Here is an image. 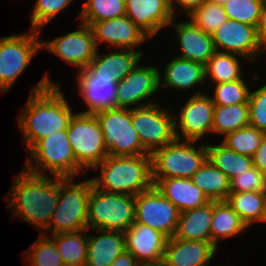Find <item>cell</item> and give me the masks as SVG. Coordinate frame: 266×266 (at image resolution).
Returning <instances> with one entry per match:
<instances>
[{"instance_id": "obj_1", "label": "cell", "mask_w": 266, "mask_h": 266, "mask_svg": "<svg viewBox=\"0 0 266 266\" xmlns=\"http://www.w3.org/2000/svg\"><path fill=\"white\" fill-rule=\"evenodd\" d=\"M50 79L46 72L30 92L27 104L17 118L27 151L38 140L67 130L74 114L59 84Z\"/></svg>"}, {"instance_id": "obj_2", "label": "cell", "mask_w": 266, "mask_h": 266, "mask_svg": "<svg viewBox=\"0 0 266 266\" xmlns=\"http://www.w3.org/2000/svg\"><path fill=\"white\" fill-rule=\"evenodd\" d=\"M37 175L23 170L14 179L6 200L15 216L42 231L48 227L58 202L59 177ZM9 195V196H8Z\"/></svg>"}, {"instance_id": "obj_3", "label": "cell", "mask_w": 266, "mask_h": 266, "mask_svg": "<svg viewBox=\"0 0 266 266\" xmlns=\"http://www.w3.org/2000/svg\"><path fill=\"white\" fill-rule=\"evenodd\" d=\"M100 177L91 178L99 190L136 196L150 189L152 180V158L150 154L138 156L108 155L94 167Z\"/></svg>"}, {"instance_id": "obj_4", "label": "cell", "mask_w": 266, "mask_h": 266, "mask_svg": "<svg viewBox=\"0 0 266 266\" xmlns=\"http://www.w3.org/2000/svg\"><path fill=\"white\" fill-rule=\"evenodd\" d=\"M71 180L72 178L59 177L58 202L45 229L47 231L42 232L44 235L48 236L51 232V235H54L88 229V205L92 180L84 178L80 183H73Z\"/></svg>"}, {"instance_id": "obj_5", "label": "cell", "mask_w": 266, "mask_h": 266, "mask_svg": "<svg viewBox=\"0 0 266 266\" xmlns=\"http://www.w3.org/2000/svg\"><path fill=\"white\" fill-rule=\"evenodd\" d=\"M27 152L35 161L28 159L25 162L24 169L30 173L44 175V170L50 171L55 177L73 179L83 171L76 163L67 130L54 132L38 140Z\"/></svg>"}, {"instance_id": "obj_6", "label": "cell", "mask_w": 266, "mask_h": 266, "mask_svg": "<svg viewBox=\"0 0 266 266\" xmlns=\"http://www.w3.org/2000/svg\"><path fill=\"white\" fill-rule=\"evenodd\" d=\"M135 222V196L99 190L93 185L88 205V230L125 232Z\"/></svg>"}, {"instance_id": "obj_7", "label": "cell", "mask_w": 266, "mask_h": 266, "mask_svg": "<svg viewBox=\"0 0 266 266\" xmlns=\"http://www.w3.org/2000/svg\"><path fill=\"white\" fill-rule=\"evenodd\" d=\"M198 141L178 140L156 150L152 155V180L189 178L207 160L206 144L194 147Z\"/></svg>"}, {"instance_id": "obj_8", "label": "cell", "mask_w": 266, "mask_h": 266, "mask_svg": "<svg viewBox=\"0 0 266 266\" xmlns=\"http://www.w3.org/2000/svg\"><path fill=\"white\" fill-rule=\"evenodd\" d=\"M103 133L104 145L111 156L148 154L132 124V108H112L94 113Z\"/></svg>"}, {"instance_id": "obj_9", "label": "cell", "mask_w": 266, "mask_h": 266, "mask_svg": "<svg viewBox=\"0 0 266 266\" xmlns=\"http://www.w3.org/2000/svg\"><path fill=\"white\" fill-rule=\"evenodd\" d=\"M67 135L76 159V163L83 169L94 168L107 156L103 133L94 114L74 113Z\"/></svg>"}, {"instance_id": "obj_10", "label": "cell", "mask_w": 266, "mask_h": 266, "mask_svg": "<svg viewBox=\"0 0 266 266\" xmlns=\"http://www.w3.org/2000/svg\"><path fill=\"white\" fill-rule=\"evenodd\" d=\"M0 37V93L8 92L42 48L39 31Z\"/></svg>"}, {"instance_id": "obj_11", "label": "cell", "mask_w": 266, "mask_h": 266, "mask_svg": "<svg viewBox=\"0 0 266 266\" xmlns=\"http://www.w3.org/2000/svg\"><path fill=\"white\" fill-rule=\"evenodd\" d=\"M159 103L132 108V124L144 150L152 155L156 150L174 142L175 117Z\"/></svg>"}, {"instance_id": "obj_12", "label": "cell", "mask_w": 266, "mask_h": 266, "mask_svg": "<svg viewBox=\"0 0 266 266\" xmlns=\"http://www.w3.org/2000/svg\"><path fill=\"white\" fill-rule=\"evenodd\" d=\"M180 211L153 185L135 196V222L173 237Z\"/></svg>"}, {"instance_id": "obj_13", "label": "cell", "mask_w": 266, "mask_h": 266, "mask_svg": "<svg viewBox=\"0 0 266 266\" xmlns=\"http://www.w3.org/2000/svg\"><path fill=\"white\" fill-rule=\"evenodd\" d=\"M212 37L216 51L234 53L252 61H257L258 56L263 55L256 26L227 19Z\"/></svg>"}, {"instance_id": "obj_14", "label": "cell", "mask_w": 266, "mask_h": 266, "mask_svg": "<svg viewBox=\"0 0 266 266\" xmlns=\"http://www.w3.org/2000/svg\"><path fill=\"white\" fill-rule=\"evenodd\" d=\"M172 114L175 117V135L178 140L184 138L189 141H198L204 138L207 132H212L214 104L211 96L203 92L193 94L189 98L181 107L179 118Z\"/></svg>"}, {"instance_id": "obj_15", "label": "cell", "mask_w": 266, "mask_h": 266, "mask_svg": "<svg viewBox=\"0 0 266 266\" xmlns=\"http://www.w3.org/2000/svg\"><path fill=\"white\" fill-rule=\"evenodd\" d=\"M79 25L78 30L42 42V48L77 67L78 71L87 68L98 51L91 27L82 22Z\"/></svg>"}, {"instance_id": "obj_16", "label": "cell", "mask_w": 266, "mask_h": 266, "mask_svg": "<svg viewBox=\"0 0 266 266\" xmlns=\"http://www.w3.org/2000/svg\"><path fill=\"white\" fill-rule=\"evenodd\" d=\"M159 76L160 71L156 66L143 67L138 63L123 80L117 81L116 108L131 109L138 103L136 108L154 104L153 100L150 103L142 102L160 89Z\"/></svg>"}, {"instance_id": "obj_17", "label": "cell", "mask_w": 266, "mask_h": 266, "mask_svg": "<svg viewBox=\"0 0 266 266\" xmlns=\"http://www.w3.org/2000/svg\"><path fill=\"white\" fill-rule=\"evenodd\" d=\"M126 251L142 266H161L167 237L149 226L134 222L124 232Z\"/></svg>"}, {"instance_id": "obj_18", "label": "cell", "mask_w": 266, "mask_h": 266, "mask_svg": "<svg viewBox=\"0 0 266 266\" xmlns=\"http://www.w3.org/2000/svg\"><path fill=\"white\" fill-rule=\"evenodd\" d=\"M90 27L97 47L108 42L111 47L135 50L150 38L127 15L93 22Z\"/></svg>"}, {"instance_id": "obj_19", "label": "cell", "mask_w": 266, "mask_h": 266, "mask_svg": "<svg viewBox=\"0 0 266 266\" xmlns=\"http://www.w3.org/2000/svg\"><path fill=\"white\" fill-rule=\"evenodd\" d=\"M79 95L88 106L84 113L116 108L117 80L114 76L93 75L87 68L77 74Z\"/></svg>"}, {"instance_id": "obj_20", "label": "cell", "mask_w": 266, "mask_h": 266, "mask_svg": "<svg viewBox=\"0 0 266 266\" xmlns=\"http://www.w3.org/2000/svg\"><path fill=\"white\" fill-rule=\"evenodd\" d=\"M125 7L126 15L150 38L174 19L165 0H125Z\"/></svg>"}, {"instance_id": "obj_21", "label": "cell", "mask_w": 266, "mask_h": 266, "mask_svg": "<svg viewBox=\"0 0 266 266\" xmlns=\"http://www.w3.org/2000/svg\"><path fill=\"white\" fill-rule=\"evenodd\" d=\"M217 247L209 241L168 238L161 266H208Z\"/></svg>"}, {"instance_id": "obj_22", "label": "cell", "mask_w": 266, "mask_h": 266, "mask_svg": "<svg viewBox=\"0 0 266 266\" xmlns=\"http://www.w3.org/2000/svg\"><path fill=\"white\" fill-rule=\"evenodd\" d=\"M175 28L182 59L206 65L209 58L215 53L213 37L198 28L191 20L186 22L170 23Z\"/></svg>"}, {"instance_id": "obj_23", "label": "cell", "mask_w": 266, "mask_h": 266, "mask_svg": "<svg viewBox=\"0 0 266 266\" xmlns=\"http://www.w3.org/2000/svg\"><path fill=\"white\" fill-rule=\"evenodd\" d=\"M155 186L177 207L180 213L203 206L209 202L202 190L189 178L160 179Z\"/></svg>"}, {"instance_id": "obj_24", "label": "cell", "mask_w": 266, "mask_h": 266, "mask_svg": "<svg viewBox=\"0 0 266 266\" xmlns=\"http://www.w3.org/2000/svg\"><path fill=\"white\" fill-rule=\"evenodd\" d=\"M96 231L100 235L88 236L85 266H110L126 250L125 234L122 231L113 230Z\"/></svg>"}, {"instance_id": "obj_25", "label": "cell", "mask_w": 266, "mask_h": 266, "mask_svg": "<svg viewBox=\"0 0 266 266\" xmlns=\"http://www.w3.org/2000/svg\"><path fill=\"white\" fill-rule=\"evenodd\" d=\"M120 50V51H119ZM108 54L96 53L87 66L93 75L114 76L117 81L123 80L142 59L139 50L119 49Z\"/></svg>"}, {"instance_id": "obj_26", "label": "cell", "mask_w": 266, "mask_h": 266, "mask_svg": "<svg viewBox=\"0 0 266 266\" xmlns=\"http://www.w3.org/2000/svg\"><path fill=\"white\" fill-rule=\"evenodd\" d=\"M212 217L213 201L180 213L173 238L211 242Z\"/></svg>"}, {"instance_id": "obj_27", "label": "cell", "mask_w": 266, "mask_h": 266, "mask_svg": "<svg viewBox=\"0 0 266 266\" xmlns=\"http://www.w3.org/2000/svg\"><path fill=\"white\" fill-rule=\"evenodd\" d=\"M164 74L160 72V86L177 90L194 88L206 80L205 65L188 59L175 57L165 66ZM163 77V83H162ZM162 84V85H161Z\"/></svg>"}, {"instance_id": "obj_28", "label": "cell", "mask_w": 266, "mask_h": 266, "mask_svg": "<svg viewBox=\"0 0 266 266\" xmlns=\"http://www.w3.org/2000/svg\"><path fill=\"white\" fill-rule=\"evenodd\" d=\"M209 201H225L230 194V180L208 159L191 177Z\"/></svg>"}, {"instance_id": "obj_29", "label": "cell", "mask_w": 266, "mask_h": 266, "mask_svg": "<svg viewBox=\"0 0 266 266\" xmlns=\"http://www.w3.org/2000/svg\"><path fill=\"white\" fill-rule=\"evenodd\" d=\"M248 226L225 201H213L211 242L218 248L219 239L242 234Z\"/></svg>"}, {"instance_id": "obj_30", "label": "cell", "mask_w": 266, "mask_h": 266, "mask_svg": "<svg viewBox=\"0 0 266 266\" xmlns=\"http://www.w3.org/2000/svg\"><path fill=\"white\" fill-rule=\"evenodd\" d=\"M226 202L248 227L253 222H266V191L230 193Z\"/></svg>"}, {"instance_id": "obj_31", "label": "cell", "mask_w": 266, "mask_h": 266, "mask_svg": "<svg viewBox=\"0 0 266 266\" xmlns=\"http://www.w3.org/2000/svg\"><path fill=\"white\" fill-rule=\"evenodd\" d=\"M207 159L228 178H232L246 172L254 166L253 158L241 155L222 143L218 145H208Z\"/></svg>"}, {"instance_id": "obj_32", "label": "cell", "mask_w": 266, "mask_h": 266, "mask_svg": "<svg viewBox=\"0 0 266 266\" xmlns=\"http://www.w3.org/2000/svg\"><path fill=\"white\" fill-rule=\"evenodd\" d=\"M87 230L58 233L52 236L65 266H85L88 236L84 235L83 232Z\"/></svg>"}, {"instance_id": "obj_33", "label": "cell", "mask_w": 266, "mask_h": 266, "mask_svg": "<svg viewBox=\"0 0 266 266\" xmlns=\"http://www.w3.org/2000/svg\"><path fill=\"white\" fill-rule=\"evenodd\" d=\"M249 125V104L214 105L212 133L224 136Z\"/></svg>"}, {"instance_id": "obj_34", "label": "cell", "mask_w": 266, "mask_h": 266, "mask_svg": "<svg viewBox=\"0 0 266 266\" xmlns=\"http://www.w3.org/2000/svg\"><path fill=\"white\" fill-rule=\"evenodd\" d=\"M237 57L240 55L215 51L205 65L206 78L214 84L240 80L243 77L241 65Z\"/></svg>"}, {"instance_id": "obj_35", "label": "cell", "mask_w": 266, "mask_h": 266, "mask_svg": "<svg viewBox=\"0 0 266 266\" xmlns=\"http://www.w3.org/2000/svg\"><path fill=\"white\" fill-rule=\"evenodd\" d=\"M125 15V0H87L78 19L83 20L82 23L90 26L93 22H100Z\"/></svg>"}, {"instance_id": "obj_36", "label": "cell", "mask_w": 266, "mask_h": 266, "mask_svg": "<svg viewBox=\"0 0 266 266\" xmlns=\"http://www.w3.org/2000/svg\"><path fill=\"white\" fill-rule=\"evenodd\" d=\"M265 135V132L247 125L225 135L221 143L241 155L253 158Z\"/></svg>"}, {"instance_id": "obj_37", "label": "cell", "mask_w": 266, "mask_h": 266, "mask_svg": "<svg viewBox=\"0 0 266 266\" xmlns=\"http://www.w3.org/2000/svg\"><path fill=\"white\" fill-rule=\"evenodd\" d=\"M25 257L29 259L26 263L29 266H65L55 241L49 235H41L25 251Z\"/></svg>"}, {"instance_id": "obj_38", "label": "cell", "mask_w": 266, "mask_h": 266, "mask_svg": "<svg viewBox=\"0 0 266 266\" xmlns=\"http://www.w3.org/2000/svg\"><path fill=\"white\" fill-rule=\"evenodd\" d=\"M189 19L203 32L212 35L228 18L223 5L205 1L189 15Z\"/></svg>"}, {"instance_id": "obj_39", "label": "cell", "mask_w": 266, "mask_h": 266, "mask_svg": "<svg viewBox=\"0 0 266 266\" xmlns=\"http://www.w3.org/2000/svg\"><path fill=\"white\" fill-rule=\"evenodd\" d=\"M214 105L229 106L233 104L248 103L251 89L247 86L244 78L231 82L214 84Z\"/></svg>"}, {"instance_id": "obj_40", "label": "cell", "mask_w": 266, "mask_h": 266, "mask_svg": "<svg viewBox=\"0 0 266 266\" xmlns=\"http://www.w3.org/2000/svg\"><path fill=\"white\" fill-rule=\"evenodd\" d=\"M264 2L265 0H228L223 7L228 19L257 27Z\"/></svg>"}, {"instance_id": "obj_41", "label": "cell", "mask_w": 266, "mask_h": 266, "mask_svg": "<svg viewBox=\"0 0 266 266\" xmlns=\"http://www.w3.org/2000/svg\"><path fill=\"white\" fill-rule=\"evenodd\" d=\"M74 0H36L31 18V30L39 31Z\"/></svg>"}, {"instance_id": "obj_42", "label": "cell", "mask_w": 266, "mask_h": 266, "mask_svg": "<svg viewBox=\"0 0 266 266\" xmlns=\"http://www.w3.org/2000/svg\"><path fill=\"white\" fill-rule=\"evenodd\" d=\"M266 191V175L253 166L230 180V193Z\"/></svg>"}, {"instance_id": "obj_43", "label": "cell", "mask_w": 266, "mask_h": 266, "mask_svg": "<svg viewBox=\"0 0 266 266\" xmlns=\"http://www.w3.org/2000/svg\"><path fill=\"white\" fill-rule=\"evenodd\" d=\"M249 125L266 133V83L249 97Z\"/></svg>"}, {"instance_id": "obj_44", "label": "cell", "mask_w": 266, "mask_h": 266, "mask_svg": "<svg viewBox=\"0 0 266 266\" xmlns=\"http://www.w3.org/2000/svg\"><path fill=\"white\" fill-rule=\"evenodd\" d=\"M207 0H175L174 3L171 5V11L173 16H175V11L178 8L179 11L186 12V15H190L195 9L200 7V5ZM176 4V6H174Z\"/></svg>"}, {"instance_id": "obj_45", "label": "cell", "mask_w": 266, "mask_h": 266, "mask_svg": "<svg viewBox=\"0 0 266 266\" xmlns=\"http://www.w3.org/2000/svg\"><path fill=\"white\" fill-rule=\"evenodd\" d=\"M253 163L256 168L266 175V135L253 156Z\"/></svg>"}, {"instance_id": "obj_46", "label": "cell", "mask_w": 266, "mask_h": 266, "mask_svg": "<svg viewBox=\"0 0 266 266\" xmlns=\"http://www.w3.org/2000/svg\"><path fill=\"white\" fill-rule=\"evenodd\" d=\"M110 266H142V265L136 260L134 255L125 250L111 263Z\"/></svg>"}, {"instance_id": "obj_47", "label": "cell", "mask_w": 266, "mask_h": 266, "mask_svg": "<svg viewBox=\"0 0 266 266\" xmlns=\"http://www.w3.org/2000/svg\"><path fill=\"white\" fill-rule=\"evenodd\" d=\"M257 34L263 47L266 46V0L263 4L260 19L257 25Z\"/></svg>"}, {"instance_id": "obj_48", "label": "cell", "mask_w": 266, "mask_h": 266, "mask_svg": "<svg viewBox=\"0 0 266 266\" xmlns=\"http://www.w3.org/2000/svg\"><path fill=\"white\" fill-rule=\"evenodd\" d=\"M207 1L212 2V3L219 4V5H223V4L226 3L228 0H207Z\"/></svg>"}, {"instance_id": "obj_49", "label": "cell", "mask_w": 266, "mask_h": 266, "mask_svg": "<svg viewBox=\"0 0 266 266\" xmlns=\"http://www.w3.org/2000/svg\"><path fill=\"white\" fill-rule=\"evenodd\" d=\"M165 1L168 2L170 5H172L175 0H165Z\"/></svg>"}, {"instance_id": "obj_50", "label": "cell", "mask_w": 266, "mask_h": 266, "mask_svg": "<svg viewBox=\"0 0 266 266\" xmlns=\"http://www.w3.org/2000/svg\"><path fill=\"white\" fill-rule=\"evenodd\" d=\"M265 51H266V46H265V47H263V54L265 53Z\"/></svg>"}]
</instances>
